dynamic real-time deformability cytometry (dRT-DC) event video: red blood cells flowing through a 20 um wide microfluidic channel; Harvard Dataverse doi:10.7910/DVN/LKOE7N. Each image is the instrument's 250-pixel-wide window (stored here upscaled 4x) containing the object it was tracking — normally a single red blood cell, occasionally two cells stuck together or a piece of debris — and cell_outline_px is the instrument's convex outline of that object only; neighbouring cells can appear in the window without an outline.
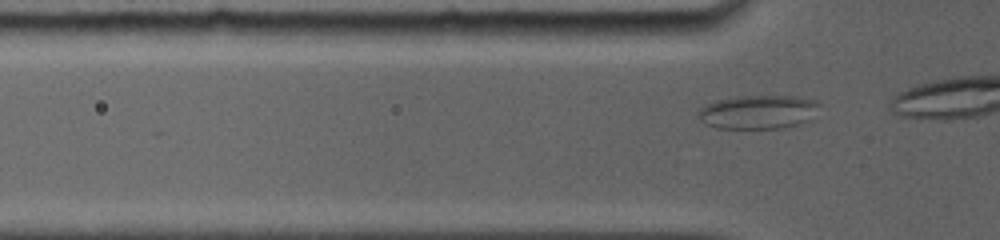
{"species": "common noctule bat (a hibernating species)", "species_latin": "Nyctalus noctula", "temperature_condition": "room temperature", "stored_images_in_passage": 10, "camera_frame_rate_fps": 5000, "um_per_image_px": 0.085, "animal": {"sex": "female", "body_mass_g": 19.0, "forearm_length_mm": 56.7}, "frame": {"image": 1, "passage_image": 2, "time_ms": 0.2, "image_size_px": [1000, 240], "cell_outline_px": [[820, 104], [816, 120], [784, 128], [716, 128], [704, 124], [696, 116], [696, 112], [704, 104], [716, 100], [736, 96], [796, 96], [816, 100]], "centroid_in_image_um": [64.48, 9.52], "position_along_channel_um": 61.3, "area_um2": 24.68}}
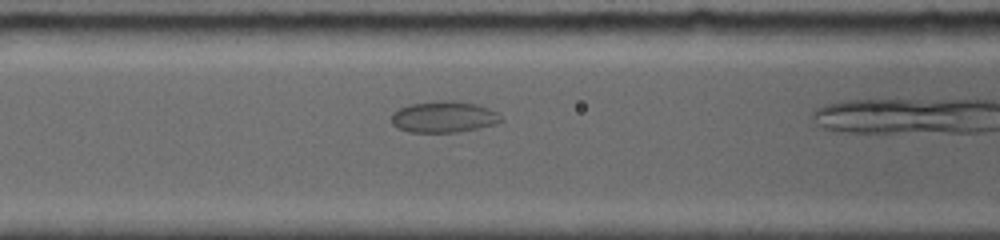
{"frame": {"image": 2, "passage_image": 6, "time_ms": 2.0, "image_size_px": [1000, 240], "cell_outline_px": [[500, 120], [496, 124], [456, 132], [408, 132], [396, 128], [392, 124], [392, 112], [408, 104], [440, 100], [452, 100], [480, 104], [496, 112], [500, 116]], "centroid_in_image_um": [37.68, 9.92], "position_along_channel_um": 128.9, "area_um2": 20.06}}
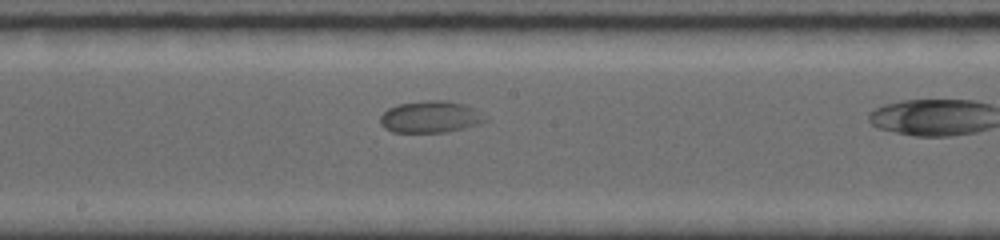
{"frame": {"image": 3, "passage_image": 9, "time_ms": 4.2, "image_size_px": [1000, 240], "cell_outline_px": [[488, 120], [480, 124], [448, 132], [392, 132], [384, 128], [380, 124], [380, 116], [388, 108], [400, 104], [428, 100], [444, 100], [464, 104], [472, 108]], "centroid_in_image_um": [36.56, 9.95], "position_along_channel_um": 211.6, "area_um2": 19.31}}